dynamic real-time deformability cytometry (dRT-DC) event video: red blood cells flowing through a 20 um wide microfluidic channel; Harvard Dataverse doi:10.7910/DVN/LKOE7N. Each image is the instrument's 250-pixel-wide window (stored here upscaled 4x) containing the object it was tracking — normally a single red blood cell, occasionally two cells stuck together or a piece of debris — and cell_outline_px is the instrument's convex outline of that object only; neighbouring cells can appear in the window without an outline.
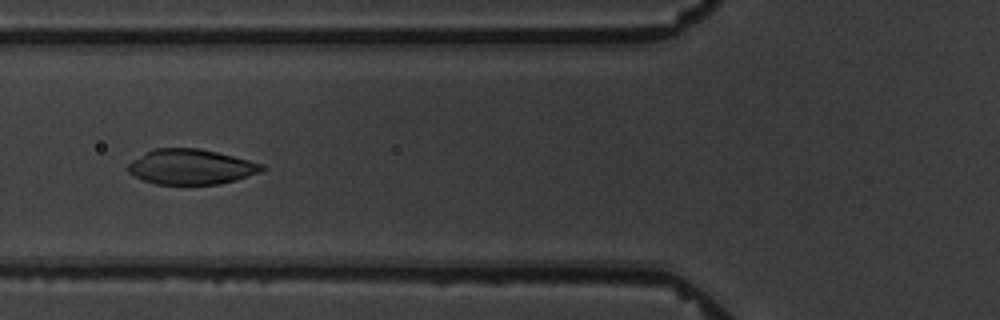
{"species": "common noctule bat (a hibernating species)", "species_latin": "Nyctalus noctula", "temperature_condition": "warm", "stored_images_in_passage": 9, "camera_frame_rate_fps": 3000, "um_per_image_px": 0.085, "animal": {"sex": "male", "body_mass_g": 19.5, "forearm_length_mm": 54.6}, "frame": {"image": 1, "passage_image": 7, "time_ms": 7.0, "image_size_px": [1000, 320], "cell_outline_px": [[268, 168], [260, 172], [236, 180], [220, 184], [156, 184], [144, 180], [128, 172], [128, 164], [132, 160], [144, 152], [152, 148], [196, 148], [216, 152], [264, 164]], "centroid_in_image_um": [16.24, 14.18], "position_along_channel_um": 109.6, "area_um2": 27.4}}
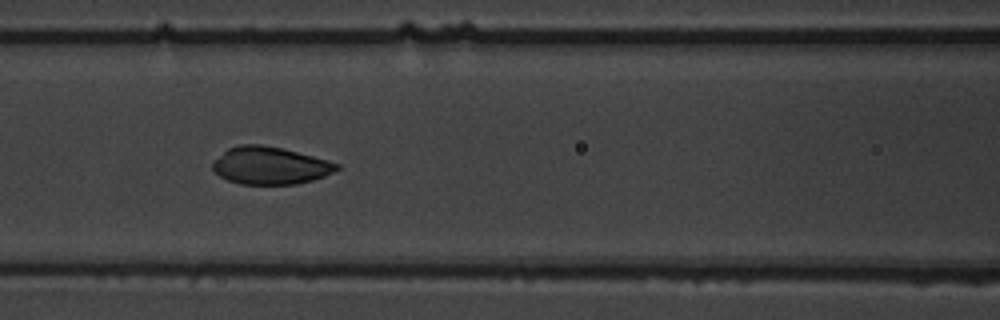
{"frame": {"image": 2, "passage_image": 8, "time_ms": 8.0, "image_size_px": [1000, 320], "cell_outline_px": [[340, 168], [324, 176], [312, 180], [296, 184], [240, 184], [228, 180], [220, 176], [212, 168], [212, 164], [228, 148], [240, 144], [260, 144], [280, 148], [328, 160], [340, 164]], "centroid_in_image_um": [22.96, 14.08], "position_along_channel_um": 143.6, "area_um2": 26.76}}
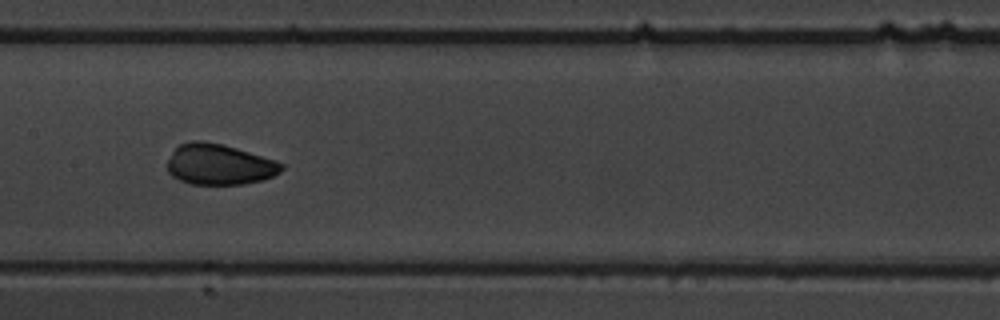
{"frame": {"image": 3, "passage_image": 9, "time_ms": 9.333, "image_size_px": [1000, 320], "cell_outline_px": [[284, 168], [280, 172], [264, 180], [244, 184], [192, 184], [180, 180], [172, 176], [168, 172], [168, 160], [172, 152], [180, 144], [192, 140], [204, 140], [224, 144], [276, 160], [284, 164]], "centroid_in_image_um": [18.65, 13.97], "position_along_channel_um": 188.7, "area_um2": 27.28}}